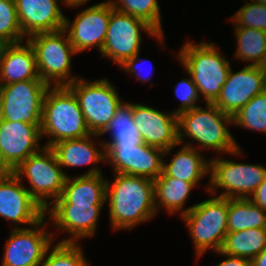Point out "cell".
Here are the masks:
<instances>
[{"instance_id": "obj_3", "label": "cell", "mask_w": 266, "mask_h": 266, "mask_svg": "<svg viewBox=\"0 0 266 266\" xmlns=\"http://www.w3.org/2000/svg\"><path fill=\"white\" fill-rule=\"evenodd\" d=\"M41 136L52 147L63 140L77 139L91 134L78 99L68 86H51L43 100Z\"/></svg>"}, {"instance_id": "obj_28", "label": "cell", "mask_w": 266, "mask_h": 266, "mask_svg": "<svg viewBox=\"0 0 266 266\" xmlns=\"http://www.w3.org/2000/svg\"><path fill=\"white\" fill-rule=\"evenodd\" d=\"M235 59L251 61L252 66H266V32L248 27H235Z\"/></svg>"}, {"instance_id": "obj_8", "label": "cell", "mask_w": 266, "mask_h": 266, "mask_svg": "<svg viewBox=\"0 0 266 266\" xmlns=\"http://www.w3.org/2000/svg\"><path fill=\"white\" fill-rule=\"evenodd\" d=\"M68 87L78 99L91 134L101 135L122 102L116 88L107 78L89 82L82 77Z\"/></svg>"}, {"instance_id": "obj_9", "label": "cell", "mask_w": 266, "mask_h": 266, "mask_svg": "<svg viewBox=\"0 0 266 266\" xmlns=\"http://www.w3.org/2000/svg\"><path fill=\"white\" fill-rule=\"evenodd\" d=\"M141 30L148 33V36L155 37L160 45H163L164 35H159L145 21L120 12L111 5L110 20L101 54L120 66L125 60L140 53Z\"/></svg>"}, {"instance_id": "obj_40", "label": "cell", "mask_w": 266, "mask_h": 266, "mask_svg": "<svg viewBox=\"0 0 266 266\" xmlns=\"http://www.w3.org/2000/svg\"><path fill=\"white\" fill-rule=\"evenodd\" d=\"M250 266H266V247L250 261Z\"/></svg>"}, {"instance_id": "obj_11", "label": "cell", "mask_w": 266, "mask_h": 266, "mask_svg": "<svg viewBox=\"0 0 266 266\" xmlns=\"http://www.w3.org/2000/svg\"><path fill=\"white\" fill-rule=\"evenodd\" d=\"M49 87L42 79L0 85V119L41 124L43 100Z\"/></svg>"}, {"instance_id": "obj_24", "label": "cell", "mask_w": 266, "mask_h": 266, "mask_svg": "<svg viewBox=\"0 0 266 266\" xmlns=\"http://www.w3.org/2000/svg\"><path fill=\"white\" fill-rule=\"evenodd\" d=\"M14 43L6 53L0 67V85L41 79L37 72L35 53L26 40Z\"/></svg>"}, {"instance_id": "obj_35", "label": "cell", "mask_w": 266, "mask_h": 266, "mask_svg": "<svg viewBox=\"0 0 266 266\" xmlns=\"http://www.w3.org/2000/svg\"><path fill=\"white\" fill-rule=\"evenodd\" d=\"M188 79H182L177 85L174 87V93L176 97L181 101L179 108L174 112L178 115L184 111L194 109L198 105L196 102L200 99V95L198 92V88L194 81L191 78V75Z\"/></svg>"}, {"instance_id": "obj_12", "label": "cell", "mask_w": 266, "mask_h": 266, "mask_svg": "<svg viewBox=\"0 0 266 266\" xmlns=\"http://www.w3.org/2000/svg\"><path fill=\"white\" fill-rule=\"evenodd\" d=\"M46 216L30 227H13L6 241L1 266H40L54 235L46 230ZM45 226V228H44Z\"/></svg>"}, {"instance_id": "obj_22", "label": "cell", "mask_w": 266, "mask_h": 266, "mask_svg": "<svg viewBox=\"0 0 266 266\" xmlns=\"http://www.w3.org/2000/svg\"><path fill=\"white\" fill-rule=\"evenodd\" d=\"M97 134H89L82 138L63 140L55 143L51 148L55 152L59 165L62 167H79L100 162H106L104 143L98 142L102 149L95 145Z\"/></svg>"}, {"instance_id": "obj_19", "label": "cell", "mask_w": 266, "mask_h": 266, "mask_svg": "<svg viewBox=\"0 0 266 266\" xmlns=\"http://www.w3.org/2000/svg\"><path fill=\"white\" fill-rule=\"evenodd\" d=\"M104 205L51 204L45 211L55 228L64 230L70 238L59 242L77 243L82 238L95 234L101 209ZM51 207V208H50Z\"/></svg>"}, {"instance_id": "obj_33", "label": "cell", "mask_w": 266, "mask_h": 266, "mask_svg": "<svg viewBox=\"0 0 266 266\" xmlns=\"http://www.w3.org/2000/svg\"><path fill=\"white\" fill-rule=\"evenodd\" d=\"M235 27H248L266 32V5L256 0L246 2L232 17Z\"/></svg>"}, {"instance_id": "obj_7", "label": "cell", "mask_w": 266, "mask_h": 266, "mask_svg": "<svg viewBox=\"0 0 266 266\" xmlns=\"http://www.w3.org/2000/svg\"><path fill=\"white\" fill-rule=\"evenodd\" d=\"M13 173L20 180L27 178L30 187L25 188L44 210L61 196L66 177L70 176L59 165L53 149L47 146L30 155Z\"/></svg>"}, {"instance_id": "obj_37", "label": "cell", "mask_w": 266, "mask_h": 266, "mask_svg": "<svg viewBox=\"0 0 266 266\" xmlns=\"http://www.w3.org/2000/svg\"><path fill=\"white\" fill-rule=\"evenodd\" d=\"M256 206L266 210V175L263 182L249 198Z\"/></svg>"}, {"instance_id": "obj_1", "label": "cell", "mask_w": 266, "mask_h": 266, "mask_svg": "<svg viewBox=\"0 0 266 266\" xmlns=\"http://www.w3.org/2000/svg\"><path fill=\"white\" fill-rule=\"evenodd\" d=\"M106 184V202L112 229L130 230L157 215L154 204V181L145 177L114 173Z\"/></svg>"}, {"instance_id": "obj_14", "label": "cell", "mask_w": 266, "mask_h": 266, "mask_svg": "<svg viewBox=\"0 0 266 266\" xmlns=\"http://www.w3.org/2000/svg\"><path fill=\"white\" fill-rule=\"evenodd\" d=\"M41 124L0 119V171L13 172L41 148Z\"/></svg>"}, {"instance_id": "obj_10", "label": "cell", "mask_w": 266, "mask_h": 266, "mask_svg": "<svg viewBox=\"0 0 266 266\" xmlns=\"http://www.w3.org/2000/svg\"><path fill=\"white\" fill-rule=\"evenodd\" d=\"M209 175L207 190L211 195L220 188L224 191L218 197L249 199L263 182L266 166L216 157L210 159Z\"/></svg>"}, {"instance_id": "obj_6", "label": "cell", "mask_w": 266, "mask_h": 266, "mask_svg": "<svg viewBox=\"0 0 266 266\" xmlns=\"http://www.w3.org/2000/svg\"><path fill=\"white\" fill-rule=\"evenodd\" d=\"M228 210L229 198L214 196L194 204L181 217L188 227L196 257L200 258L208 249L220 251L228 233Z\"/></svg>"}, {"instance_id": "obj_30", "label": "cell", "mask_w": 266, "mask_h": 266, "mask_svg": "<svg viewBox=\"0 0 266 266\" xmlns=\"http://www.w3.org/2000/svg\"><path fill=\"white\" fill-rule=\"evenodd\" d=\"M112 7L149 24L159 35H164L161 26V10L157 0H108Z\"/></svg>"}, {"instance_id": "obj_42", "label": "cell", "mask_w": 266, "mask_h": 266, "mask_svg": "<svg viewBox=\"0 0 266 266\" xmlns=\"http://www.w3.org/2000/svg\"><path fill=\"white\" fill-rule=\"evenodd\" d=\"M258 3H261L263 5H266V0H256Z\"/></svg>"}, {"instance_id": "obj_39", "label": "cell", "mask_w": 266, "mask_h": 266, "mask_svg": "<svg viewBox=\"0 0 266 266\" xmlns=\"http://www.w3.org/2000/svg\"><path fill=\"white\" fill-rule=\"evenodd\" d=\"M13 44L14 43L11 40L0 35V67H1L2 61L4 60L6 56L7 51Z\"/></svg>"}, {"instance_id": "obj_25", "label": "cell", "mask_w": 266, "mask_h": 266, "mask_svg": "<svg viewBox=\"0 0 266 266\" xmlns=\"http://www.w3.org/2000/svg\"><path fill=\"white\" fill-rule=\"evenodd\" d=\"M195 186L182 179L166 176L163 172L154 180V204L156 212L163 208L168 214L179 213L185 215L194 205L184 207Z\"/></svg>"}, {"instance_id": "obj_31", "label": "cell", "mask_w": 266, "mask_h": 266, "mask_svg": "<svg viewBox=\"0 0 266 266\" xmlns=\"http://www.w3.org/2000/svg\"><path fill=\"white\" fill-rule=\"evenodd\" d=\"M266 133V90L254 96L233 116V126Z\"/></svg>"}, {"instance_id": "obj_38", "label": "cell", "mask_w": 266, "mask_h": 266, "mask_svg": "<svg viewBox=\"0 0 266 266\" xmlns=\"http://www.w3.org/2000/svg\"><path fill=\"white\" fill-rule=\"evenodd\" d=\"M217 254L222 256H226V260H223L216 266H250V260L242 257L231 256L228 254H224L221 251H216Z\"/></svg>"}, {"instance_id": "obj_2", "label": "cell", "mask_w": 266, "mask_h": 266, "mask_svg": "<svg viewBox=\"0 0 266 266\" xmlns=\"http://www.w3.org/2000/svg\"><path fill=\"white\" fill-rule=\"evenodd\" d=\"M177 117L179 145L185 144L187 136L193 139L192 142L199 143L200 151L205 148L234 156L242 155L243 151L227 127L233 125V116L222 112L214 103H206L205 108L197 106Z\"/></svg>"}, {"instance_id": "obj_18", "label": "cell", "mask_w": 266, "mask_h": 266, "mask_svg": "<svg viewBox=\"0 0 266 266\" xmlns=\"http://www.w3.org/2000/svg\"><path fill=\"white\" fill-rule=\"evenodd\" d=\"M132 118L142 141L163 149V157L179 146L178 117L175 112L167 114L141 103H132Z\"/></svg>"}, {"instance_id": "obj_23", "label": "cell", "mask_w": 266, "mask_h": 266, "mask_svg": "<svg viewBox=\"0 0 266 266\" xmlns=\"http://www.w3.org/2000/svg\"><path fill=\"white\" fill-rule=\"evenodd\" d=\"M185 143L169 163L163 160L162 172L166 176L190 182L196 187L198 182L210 173V160L205 159L198 148L196 150L195 144Z\"/></svg>"}, {"instance_id": "obj_4", "label": "cell", "mask_w": 266, "mask_h": 266, "mask_svg": "<svg viewBox=\"0 0 266 266\" xmlns=\"http://www.w3.org/2000/svg\"><path fill=\"white\" fill-rule=\"evenodd\" d=\"M218 51L214 43L202 41L196 44L187 41L177 56L206 103H214L217 100L231 69L230 61Z\"/></svg>"}, {"instance_id": "obj_17", "label": "cell", "mask_w": 266, "mask_h": 266, "mask_svg": "<svg viewBox=\"0 0 266 266\" xmlns=\"http://www.w3.org/2000/svg\"><path fill=\"white\" fill-rule=\"evenodd\" d=\"M266 90V67L246 65L238 72L230 69L221 93L214 104L234 116L254 96Z\"/></svg>"}, {"instance_id": "obj_13", "label": "cell", "mask_w": 266, "mask_h": 266, "mask_svg": "<svg viewBox=\"0 0 266 266\" xmlns=\"http://www.w3.org/2000/svg\"><path fill=\"white\" fill-rule=\"evenodd\" d=\"M106 162L114 173L155 180L162 173L164 150L144 142L128 145H104Z\"/></svg>"}, {"instance_id": "obj_41", "label": "cell", "mask_w": 266, "mask_h": 266, "mask_svg": "<svg viewBox=\"0 0 266 266\" xmlns=\"http://www.w3.org/2000/svg\"><path fill=\"white\" fill-rule=\"evenodd\" d=\"M68 7H80V5L86 4L89 0H64Z\"/></svg>"}, {"instance_id": "obj_34", "label": "cell", "mask_w": 266, "mask_h": 266, "mask_svg": "<svg viewBox=\"0 0 266 266\" xmlns=\"http://www.w3.org/2000/svg\"><path fill=\"white\" fill-rule=\"evenodd\" d=\"M0 35L13 43L26 41L18 20L15 0H0Z\"/></svg>"}, {"instance_id": "obj_29", "label": "cell", "mask_w": 266, "mask_h": 266, "mask_svg": "<svg viewBox=\"0 0 266 266\" xmlns=\"http://www.w3.org/2000/svg\"><path fill=\"white\" fill-rule=\"evenodd\" d=\"M111 133L104 145H128L143 143L140 133L132 118V103L121 102L115 116L110 120L106 130L100 135Z\"/></svg>"}, {"instance_id": "obj_36", "label": "cell", "mask_w": 266, "mask_h": 266, "mask_svg": "<svg viewBox=\"0 0 266 266\" xmlns=\"http://www.w3.org/2000/svg\"><path fill=\"white\" fill-rule=\"evenodd\" d=\"M139 53H137L135 56H133L132 58H129L127 60H125L120 67H122V69L126 72V73H131L134 76H136V78H138L142 83H147L148 81H150V74L148 72V76H142L141 72H142V64H144L145 62L144 59L138 60L139 58ZM140 62V63H139ZM139 63V64H138ZM150 73H152V70H150Z\"/></svg>"}, {"instance_id": "obj_20", "label": "cell", "mask_w": 266, "mask_h": 266, "mask_svg": "<svg viewBox=\"0 0 266 266\" xmlns=\"http://www.w3.org/2000/svg\"><path fill=\"white\" fill-rule=\"evenodd\" d=\"M60 3L66 4L64 0H15L24 37L27 39L38 33L64 29L66 16L60 9Z\"/></svg>"}, {"instance_id": "obj_26", "label": "cell", "mask_w": 266, "mask_h": 266, "mask_svg": "<svg viewBox=\"0 0 266 266\" xmlns=\"http://www.w3.org/2000/svg\"><path fill=\"white\" fill-rule=\"evenodd\" d=\"M266 247V228L228 232L220 249L224 254L250 261Z\"/></svg>"}, {"instance_id": "obj_15", "label": "cell", "mask_w": 266, "mask_h": 266, "mask_svg": "<svg viewBox=\"0 0 266 266\" xmlns=\"http://www.w3.org/2000/svg\"><path fill=\"white\" fill-rule=\"evenodd\" d=\"M21 183L13 172L0 171V217L31 227L47 213Z\"/></svg>"}, {"instance_id": "obj_32", "label": "cell", "mask_w": 266, "mask_h": 266, "mask_svg": "<svg viewBox=\"0 0 266 266\" xmlns=\"http://www.w3.org/2000/svg\"><path fill=\"white\" fill-rule=\"evenodd\" d=\"M50 249L40 266H89L79 243L58 242Z\"/></svg>"}, {"instance_id": "obj_5", "label": "cell", "mask_w": 266, "mask_h": 266, "mask_svg": "<svg viewBox=\"0 0 266 266\" xmlns=\"http://www.w3.org/2000/svg\"><path fill=\"white\" fill-rule=\"evenodd\" d=\"M26 40L34 50L38 75L46 84L68 86L78 79L71 74V57L77 51L64 29L38 33Z\"/></svg>"}, {"instance_id": "obj_16", "label": "cell", "mask_w": 266, "mask_h": 266, "mask_svg": "<svg viewBox=\"0 0 266 266\" xmlns=\"http://www.w3.org/2000/svg\"><path fill=\"white\" fill-rule=\"evenodd\" d=\"M110 15L111 4L107 0L86 7L77 13L73 22L65 17L64 30L77 53L93 47H96L101 53Z\"/></svg>"}, {"instance_id": "obj_27", "label": "cell", "mask_w": 266, "mask_h": 266, "mask_svg": "<svg viewBox=\"0 0 266 266\" xmlns=\"http://www.w3.org/2000/svg\"><path fill=\"white\" fill-rule=\"evenodd\" d=\"M228 232L266 228V210L250 199L229 198Z\"/></svg>"}, {"instance_id": "obj_21", "label": "cell", "mask_w": 266, "mask_h": 266, "mask_svg": "<svg viewBox=\"0 0 266 266\" xmlns=\"http://www.w3.org/2000/svg\"><path fill=\"white\" fill-rule=\"evenodd\" d=\"M106 184L107 179H104L101 170L95 166L82 175L66 177L61 196L52 204L104 205Z\"/></svg>"}]
</instances>
